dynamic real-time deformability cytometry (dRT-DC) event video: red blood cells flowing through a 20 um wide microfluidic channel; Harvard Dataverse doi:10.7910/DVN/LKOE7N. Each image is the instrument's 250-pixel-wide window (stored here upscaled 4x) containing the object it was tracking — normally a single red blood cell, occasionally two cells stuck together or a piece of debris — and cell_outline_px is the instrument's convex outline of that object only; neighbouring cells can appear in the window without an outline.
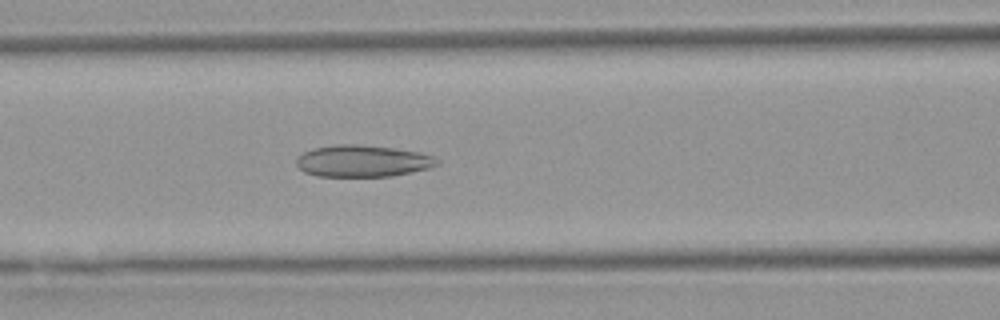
{"species": "Egyptian fruit bat (a non-hibernating species)", "species_latin": "Rousettus aegyptiacus", "temperature_condition": "warm", "stored_images_in_passage": 33, "camera_frame_rate_fps": 3000, "um_per_image_px": 0.085, "animal": {"sex": "female"}, "frame": {"image": 1, "passage_image": 10, "time_ms": 3.0, "image_size_px": [1000, 320], "cell_outline_px": [[440, 164], [428, 168], [392, 176], [316, 176], [304, 172], [296, 164], [296, 160], [304, 152], [316, 148], [340, 144], [356, 144], [392, 148], [416, 152], [432, 156], [440, 160]], "centroid_in_image_um": [30.82, 13.69], "position_along_channel_um": 135.8, "area_um2": 25.66}}
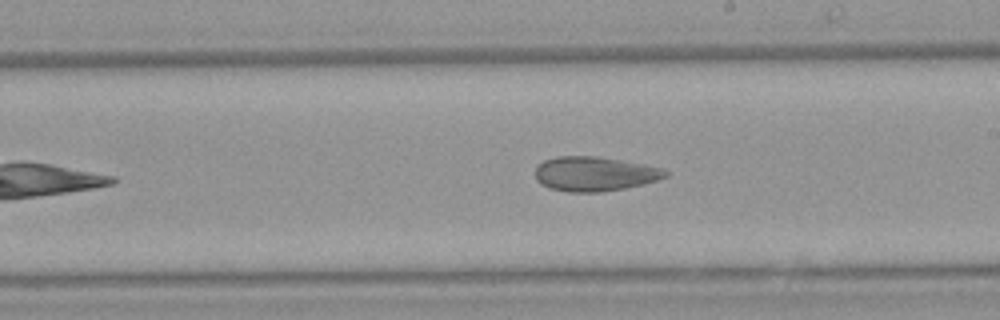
{"frame": {"image": 2, "passage_image": 18, "time_ms": 5.667, "image_size_px": [1000, 320], "cell_outline_px": [[668, 176], [644, 184], [624, 188], [600, 192], [568, 192], [548, 188], [540, 184], [536, 180], [536, 168], [544, 160], [556, 156], [596, 156], [644, 164], [664, 168], [668, 172]], "centroid_in_image_um": [50.54, 14.78], "position_along_channel_um": 238.5, "area_um2": 26.24}}
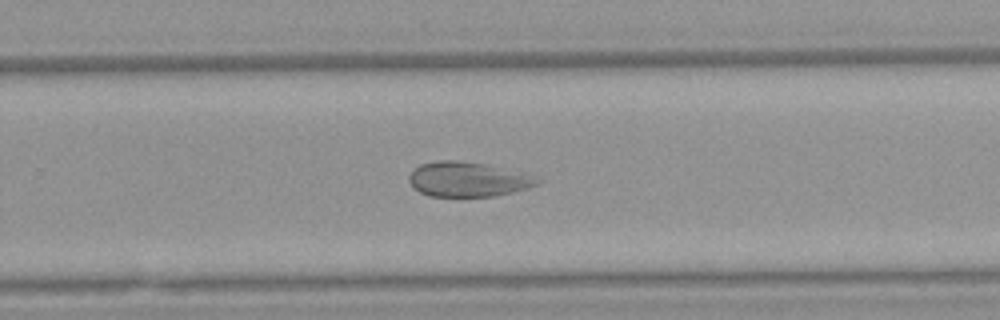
{"frame": {"image": 3, "passage_image": 22, "time_ms": 7.0, "image_size_px": [1000, 320], "cell_outline_px": [[544, 180], [540, 184], [528, 188], [512, 192], [492, 196], [428, 196], [420, 192], [408, 180], [408, 176], [420, 164], [436, 160], [460, 160], [484, 164], [532, 176]], "centroid_in_image_um": [39.75, 15.24], "position_along_channel_um": 290.0, "area_um2": 25.66}}